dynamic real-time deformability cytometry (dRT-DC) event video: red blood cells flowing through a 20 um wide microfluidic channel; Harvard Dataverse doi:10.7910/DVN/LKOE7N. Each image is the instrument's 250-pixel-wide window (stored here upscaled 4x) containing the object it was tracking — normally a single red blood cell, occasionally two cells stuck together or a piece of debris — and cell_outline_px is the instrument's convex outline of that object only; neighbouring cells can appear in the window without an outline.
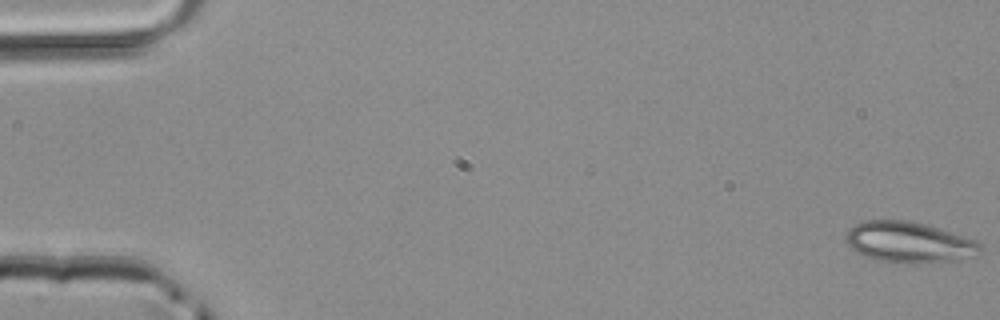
{"species": "common noctule bat (a hibernating species)", "species_latin": "Nyctalus noctula", "temperature_condition": "room temperature", "stored_images_in_passage": 49, "camera_frame_rate_fps": 3000, "um_per_image_px": 0.085, "animal": {"sex": "male", "body_mass_g": 20.4}, "frame": {"image": 1, "passage_image": 1, "time_ms": 0.0, "image_size_px": [1000, 320], "cell_outline_px": [[984, 248], [976, 256], [956, 260], [916, 264], [904, 264], [872, 260], [856, 252], [848, 244], [848, 228], [856, 224], [868, 220], [908, 220], [924, 224], [976, 240]], "centroid_in_image_um": [77.29, 20.62], "position_along_channel_um": 7.7, "area_um2": 32.14}}
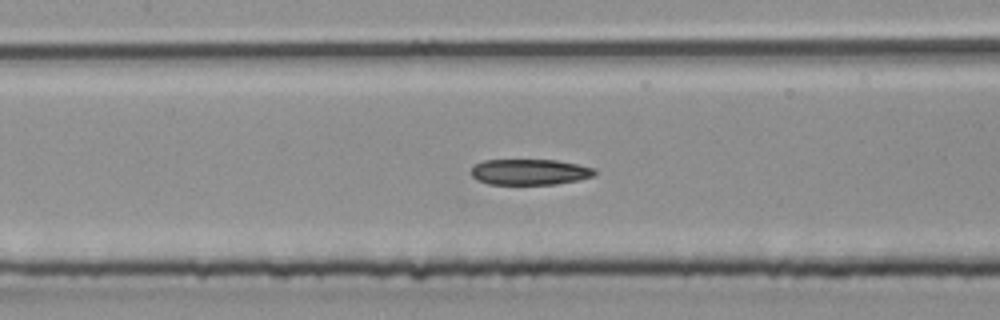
{"frame": {"image": 2, "passage_image": 23, "time_ms": 7.333, "image_size_px": [1000, 320], "cell_outline_px": [[596, 172], [592, 176], [580, 180], [556, 184], [488, 184], [476, 180], [472, 176], [472, 168], [476, 164], [484, 160], [556, 160], [580, 164], [596, 168]], "centroid_in_image_um": [45.06, 14.62], "position_along_channel_um": 162.3, "area_um2": 18.67}}
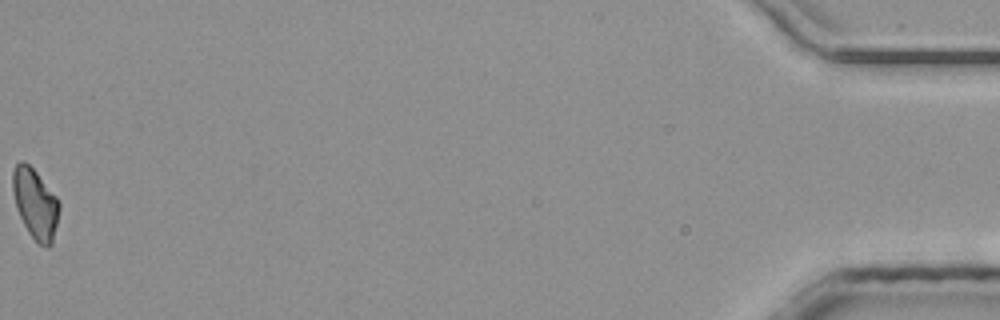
{"frame": {"image": 3, "passage_image": 49, "time_ms": 16.0, "image_size_px": [1000, 320], "cell_outline_px": [[60, 208], [52, 244], [48, 248], [40, 244], [28, 232], [16, 208], [12, 188], [12, 168], [20, 160], [24, 160], [36, 172], [56, 196], [60, 204]], "centroid_in_image_um": [2.99, 17.29], "position_along_channel_um": 432.2, "area_um2": 18.96}}